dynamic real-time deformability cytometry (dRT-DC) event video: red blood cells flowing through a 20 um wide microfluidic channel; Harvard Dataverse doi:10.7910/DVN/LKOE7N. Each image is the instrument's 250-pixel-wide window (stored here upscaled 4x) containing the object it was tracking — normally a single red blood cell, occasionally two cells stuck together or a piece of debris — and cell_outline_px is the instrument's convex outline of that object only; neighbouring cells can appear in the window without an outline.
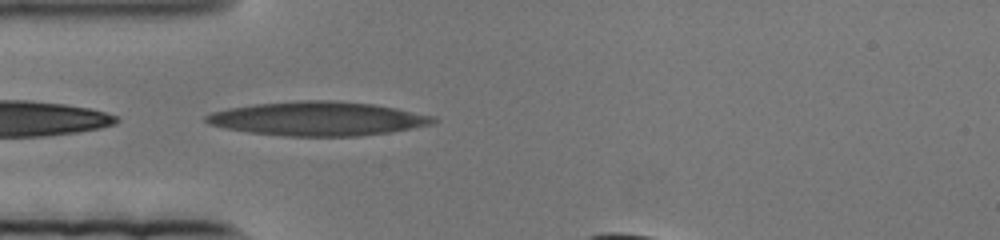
{"species": "human", "species_latin": "Homo sapiens", "temperature_condition": "cold", "stored_images_in_passage": 55, "camera_frame_rate_fps": 3000, "um_per_image_px": 0.085, "donor": {"sex": "female"}, "frame": {"image": 1, "passage_image": 2, "time_ms": 0.333, "image_size_px": [1000, 240], "cell_outline_px": [[436, 120], [432, 124], [412, 128], [388, 132], [360, 136], [284, 136], [248, 132], [224, 128], [208, 124], [204, 120], [204, 116], [212, 112], [228, 108], [256, 104], [300, 100], [332, 100], [372, 104], [396, 108], [436, 116]], "centroid_in_image_um": [26.99, 10.09], "position_along_channel_um": 58.0, "area_um2": 45.03}}
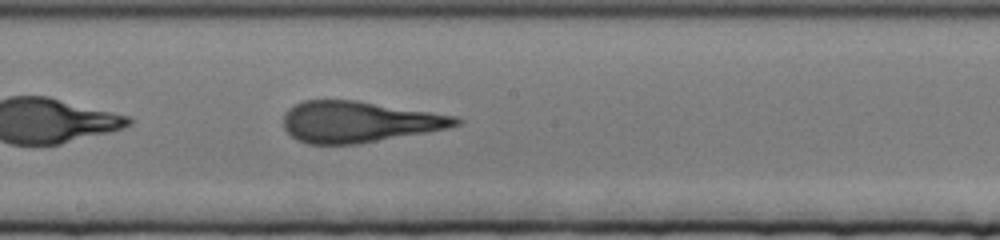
{"frame": {"image": 2, "passage_image": 22, "time_ms": 7.0, "image_size_px": [1000, 240], "cell_outline_px": [[464, 120], [460, 124], [448, 128], [428, 132], [360, 144], [308, 144], [296, 140], [284, 128], [284, 116], [288, 108], [304, 100], [356, 100], [432, 112], [456, 116]], "centroid_in_image_um": [30.52, 10.36], "position_along_channel_um": 217.7, "area_um2": 41.44}}
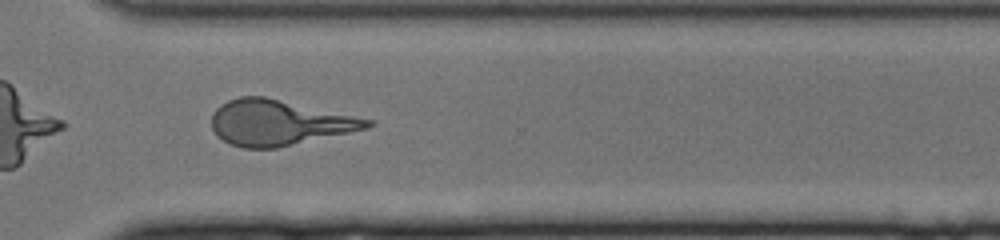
{"frame": {"image": 3, "passage_image": 38, "time_ms": 12.333, "image_size_px": [1000, 240], "cell_outline_px": [[376, 124], [368, 128], [276, 148], [244, 148], [232, 144], [216, 136], [212, 128], [212, 112], [220, 104], [228, 100], [240, 96], [264, 96], [376, 120]], "centroid_in_image_um": [23.71, 10.41], "position_along_channel_um": 346.9, "area_um2": 41.21}}